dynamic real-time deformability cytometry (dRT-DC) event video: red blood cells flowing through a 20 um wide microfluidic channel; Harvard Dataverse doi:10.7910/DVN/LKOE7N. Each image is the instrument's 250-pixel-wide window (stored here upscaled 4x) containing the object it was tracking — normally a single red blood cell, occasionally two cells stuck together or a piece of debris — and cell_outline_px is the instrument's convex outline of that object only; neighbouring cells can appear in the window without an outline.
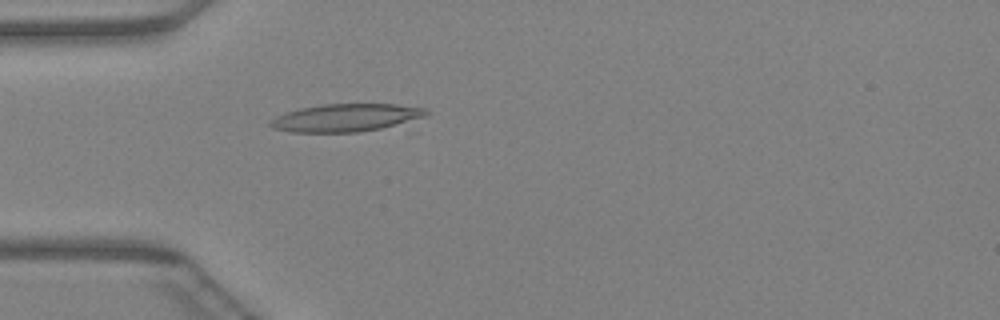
{"species": "Egyptian fruit bat (a non-hibernating species)", "species_latin": "Rousettus aegyptiacus", "temperature_condition": "warm", "stored_images_in_passage": 47, "camera_frame_rate_fps": 3000, "um_per_image_px": 0.085, "animal": {"sex": "female"}, "frame": {"image": 1, "passage_image": 14, "time_ms": 4.333, "image_size_px": [1000, 320], "cell_outline_px": [[428, 112], [424, 116], [380, 128], [360, 132], [292, 132], [272, 128], [268, 124], [268, 120], [276, 116], [300, 108], [324, 104], [396, 104], [424, 108]], "centroid_in_image_um": [29.31, 10.0], "position_along_channel_um": 55.7, "area_um2": 24.8}}
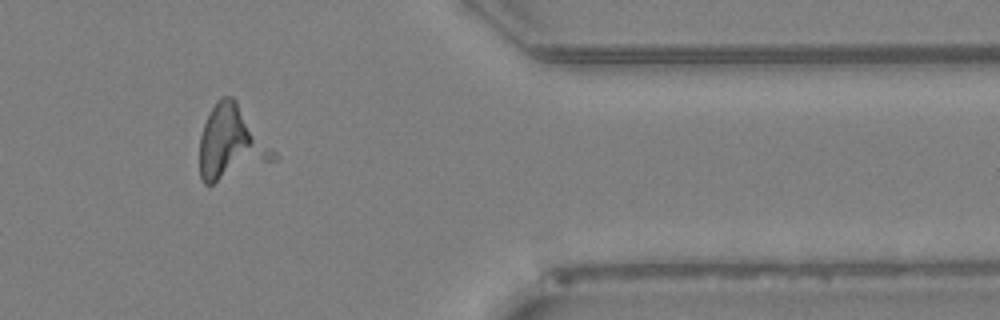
{"frame": {"image": 2, "passage_image": 39, "time_ms": 12.667, "image_size_px": [1000, 320], "cell_outline_px": [[276, 160], [208, 188], [200, 180], [200, 136], [204, 124], [216, 100], [224, 96], [232, 96], [236, 100], [276, 152]], "centroid_in_image_um": [19.64, 12.23], "position_along_channel_um": 391.8, "area_um2": 32.19}}
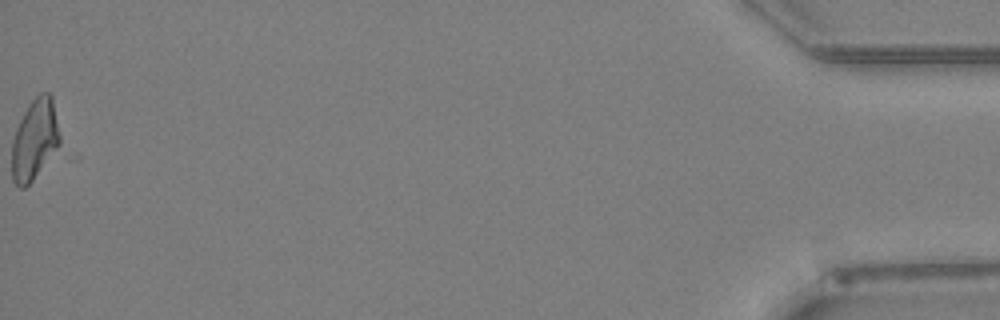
{"frame": {"image": 3, "passage_image": 47, "time_ms": 15.333, "image_size_px": [1000, 320], "cell_outline_px": [[60, 144], [32, 180], [24, 188], [20, 188], [12, 180], [12, 140], [16, 128], [28, 104], [40, 92], [52, 92], [60, 136]], "centroid_in_image_um": [2.95, 11.81], "position_along_channel_um": 432.3, "area_um2": 22.48}}